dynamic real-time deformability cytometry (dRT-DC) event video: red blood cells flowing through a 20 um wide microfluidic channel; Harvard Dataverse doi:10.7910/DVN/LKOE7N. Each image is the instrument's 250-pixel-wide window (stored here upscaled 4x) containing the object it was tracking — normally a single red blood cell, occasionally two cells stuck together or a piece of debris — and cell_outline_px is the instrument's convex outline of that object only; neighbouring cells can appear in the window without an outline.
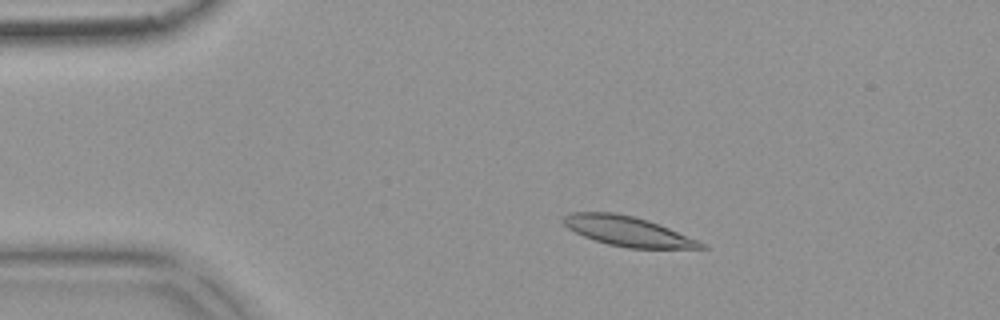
{"species": "common noctule bat (a hibernating species)", "species_latin": "Nyctalus noctula", "temperature_condition": "warm", "stored_images_in_passage": 53, "camera_frame_rate_fps": 3000, "um_per_image_px": 0.085, "animal": {"sex": "female", "body_mass_g": 18.4}, "frame": {"image": 1, "passage_image": 10, "time_ms": 3.0, "image_size_px": [1000, 320], "cell_outline_px": [[708, 248], [628, 248], [608, 244], [584, 236], [568, 228], [560, 220], [564, 216], [572, 212], [616, 212], [648, 220], [660, 224], [696, 240], [704, 244]], "centroid_in_image_um": [53.31, 19.64], "position_along_channel_um": 31.7, "area_um2": 23.58}}
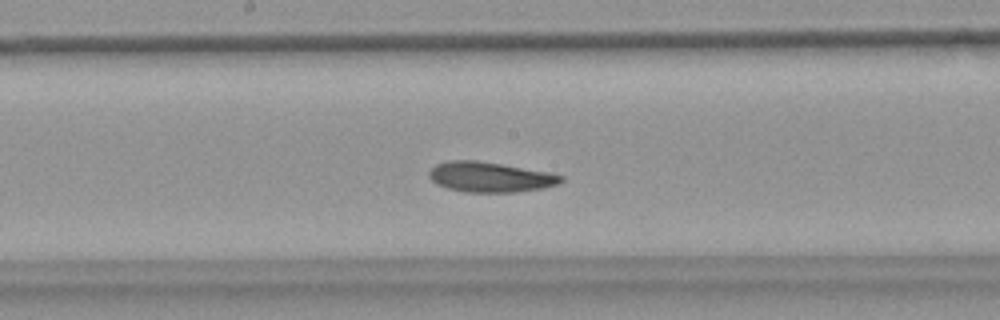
{"frame": {"image": 2, "passage_image": 28, "time_ms": 9.0, "image_size_px": [1000, 320], "cell_outline_px": [[564, 180], [560, 184], [544, 188], [516, 192], [464, 192], [448, 188], [436, 184], [428, 176], [428, 172], [436, 164], [448, 160], [476, 160], [548, 172], [564, 176]], "centroid_in_image_um": [41.66, 15.05], "position_along_channel_um": 206.5, "area_um2": 23.24}}
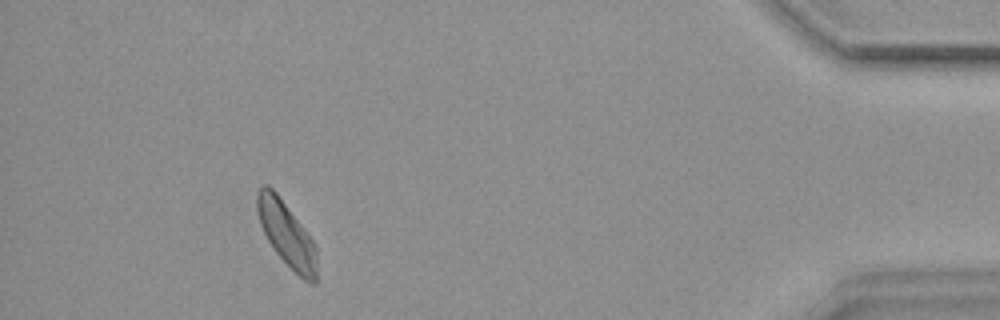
{"frame": {"image": 3, "passage_image": 49, "time_ms": 16.0, "image_size_px": [1000, 320], "cell_outline_px": [[316, 284], [312, 284], [304, 280], [276, 252], [268, 240], [260, 224], [256, 212], [256, 192], [264, 184], [268, 184], [276, 192], [312, 240], [316, 248]], "centroid_in_image_um": [24.33, 19.87], "position_along_channel_um": 410.9, "area_um2": 21.96}, "authors_computed_cell_mechanics": {"area_um2": 23.2934, "velocity_mm_per_s": 3.7619, "shape_relaxation_time_tau1_ms": 3.3801, "shape_relaxation_time_tau2_ms": 4.327, "deformation_change_tau1": 0.1294, "deformation_change_tau2": 0.1242}}